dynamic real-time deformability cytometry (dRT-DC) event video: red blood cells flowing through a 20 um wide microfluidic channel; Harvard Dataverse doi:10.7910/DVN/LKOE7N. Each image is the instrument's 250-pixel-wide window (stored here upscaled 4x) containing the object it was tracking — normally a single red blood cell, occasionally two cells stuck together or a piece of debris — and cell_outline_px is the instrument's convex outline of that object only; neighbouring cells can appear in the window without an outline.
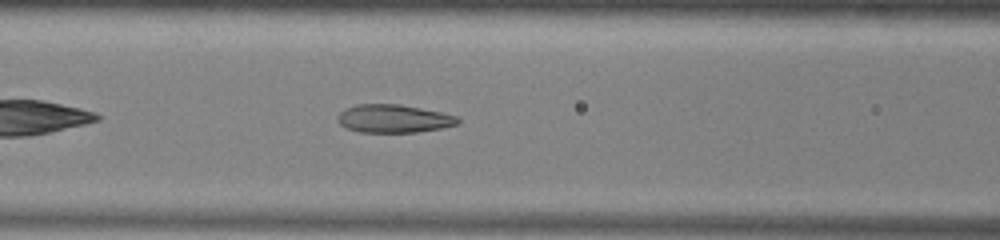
{"species": "common noctule bat (a hibernating species)", "species_latin": "Nyctalus noctula", "temperature_condition": "warm", "stored_images_in_passage": 40, "camera_frame_rate_fps": 3000, "um_per_image_px": 0.085, "animal": {"sex": "male", "body_mass_g": 13.0, "forearm_length_mm": 53.1}, "frame": {"image": 1, "passage_image": 9, "time_ms": 2.667, "image_size_px": [1000, 240], "cell_outline_px": [[460, 120], [456, 124], [440, 128], [416, 132], [360, 132], [348, 128], [340, 124], [336, 120], [336, 116], [344, 108], [356, 104], [400, 104], [440, 112], [456, 116]], "centroid_in_image_um": [33.39, 10.07], "position_along_channel_um": 133.2, "area_um2": 19.59}}
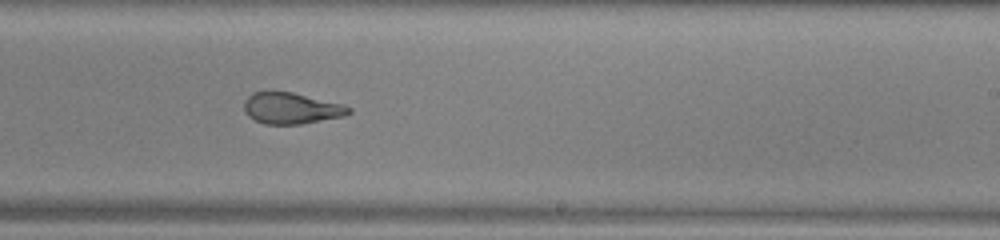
{"frame": {"image": 2, "passage_image": 19, "time_ms": 6.0, "image_size_px": [1000, 240], "cell_outline_px": [[352, 112], [344, 116], [300, 124], [264, 124], [248, 116], [244, 112], [244, 100], [252, 92], [264, 88], [272, 88], [292, 92], [344, 104], [352, 108]], "centroid_in_image_um": [24.7, 9.15], "position_along_channel_um": 264.3, "area_um2": 19.77}}
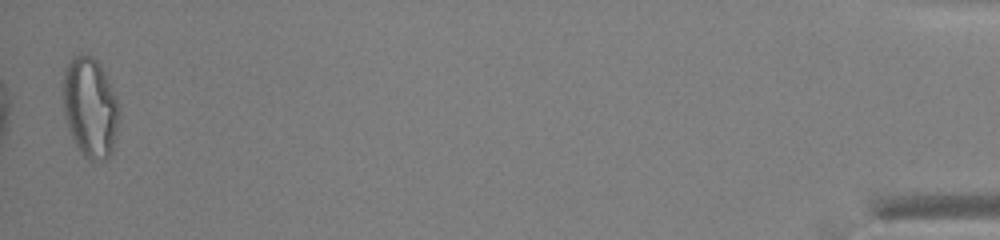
{"frame": {"image": 3, "passage_image": 39, "time_ms": 12.667, "image_size_px": [1000, 240], "cell_outline_px": [[120, 116], [112, 152], [104, 160], [88, 160], [80, 152], [68, 128], [64, 112], [64, 68], [72, 56], [80, 52], [92, 56], [100, 64], [104, 72], [116, 100], [120, 112]], "centroid_in_image_um": [7.66, 9.11], "position_along_channel_um": 427.5, "area_um2": 32.54}, "authors_computed_cell_mechanics": {"area_um2": 21.097, "velocity_mm_per_s": 3.9429, "shape_relaxation_time_tau1_ms": 6.7496, "shape_relaxation_time_tau2_ms": 1.3204, "deformation_change_tau1": 0.2476, "deformation_change_tau2": 0.1009}}